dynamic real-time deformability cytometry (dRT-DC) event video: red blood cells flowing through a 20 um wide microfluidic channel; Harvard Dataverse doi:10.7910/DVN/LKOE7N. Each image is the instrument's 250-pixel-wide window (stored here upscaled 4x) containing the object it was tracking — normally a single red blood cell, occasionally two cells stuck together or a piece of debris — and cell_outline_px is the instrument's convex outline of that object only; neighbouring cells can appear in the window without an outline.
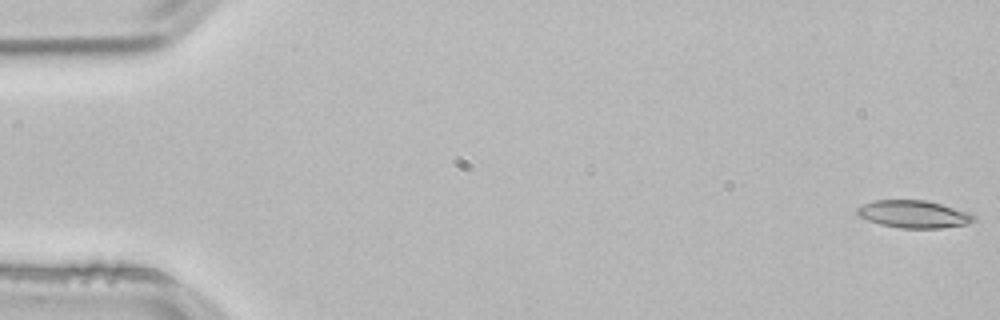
{"species": "common noctule bat (a hibernating species)", "species_latin": "Nyctalus noctula", "temperature_condition": "room temperature", "stored_images_in_passage": 53, "camera_frame_rate_fps": 3000, "um_per_image_px": 0.085, "animal": {"sex": "male", "body_mass_g": 21.5, "forearm_length_mm": 52.0}, "frame": {"image": 1, "passage_image": 1, "time_ms": 0.0, "image_size_px": [1000, 320], "cell_outline_px": [[976, 220], [968, 224], [940, 228], [900, 228], [880, 224], [868, 220], [860, 216], [856, 212], [856, 208], [872, 200], [924, 200], [972, 212], [976, 216]], "centroid_in_image_um": [77.71, 18.2], "position_along_channel_um": 7.3, "area_um2": 18.79}}
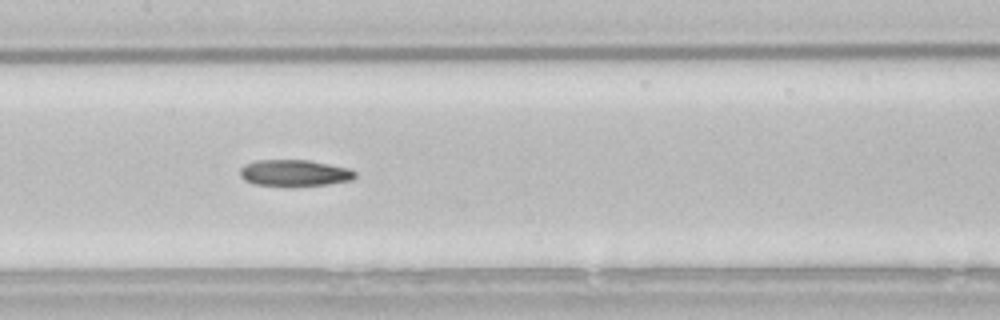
{"frame": {"image": 2, "passage_image": 26, "time_ms": 8.333, "image_size_px": [1000, 320], "cell_outline_px": [[356, 176], [352, 180], [328, 184], [292, 188], [256, 184], [244, 180], [240, 176], [240, 168], [244, 164], [256, 160], [308, 160], [348, 168], [356, 172]], "centroid_in_image_um": [25.01, 14.73], "position_along_channel_um": 182.4, "area_um2": 18.21}}
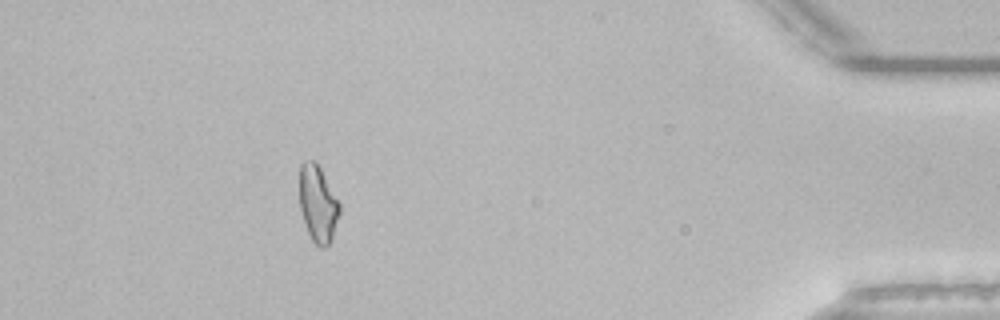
{"frame": {"image": 3, "passage_image": 48, "time_ms": 15.667, "image_size_px": [1000, 320], "cell_outline_px": [[340, 212], [332, 240], [324, 248], [320, 248], [312, 240], [304, 224], [300, 208], [300, 164], [304, 160], [312, 160], [320, 168], [340, 204]], "centroid_in_image_um": [27.02, 17.36], "position_along_channel_um": 408.2, "area_um2": 17.8}}